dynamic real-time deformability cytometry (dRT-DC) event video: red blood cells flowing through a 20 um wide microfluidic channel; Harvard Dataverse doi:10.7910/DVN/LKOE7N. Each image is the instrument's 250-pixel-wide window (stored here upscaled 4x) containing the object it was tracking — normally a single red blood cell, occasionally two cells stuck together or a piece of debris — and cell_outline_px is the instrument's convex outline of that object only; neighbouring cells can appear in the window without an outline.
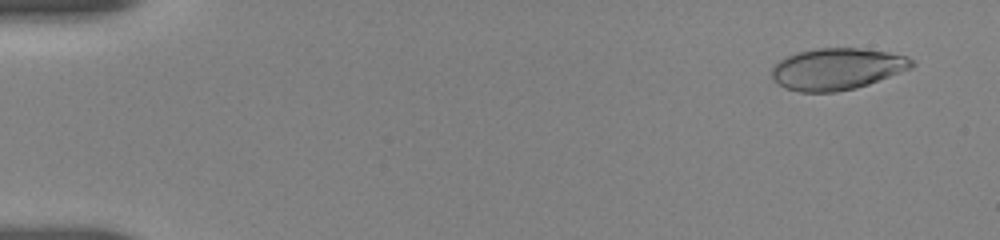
{"species": "human", "species_latin": "Homo sapiens", "temperature_condition": "room temperature", "stored_images_in_passage": 30, "camera_frame_rate_fps": 3000, "um_per_image_px": 0.085, "donor": {"sex": "female"}, "frame": {"image": 1, "passage_image": 5, "time_ms": 1.0, "image_size_px": [1000, 240], "cell_outline_px": [[916, 64], [912, 68], [868, 84], [856, 88], [836, 92], [800, 92], [784, 88], [772, 76], [772, 68], [780, 60], [796, 52], [816, 48], [860, 48], [888, 52], [908, 56]], "centroid_in_image_um": [71.17, 5.85], "position_along_channel_um": 13.8, "area_um2": 33.93}}
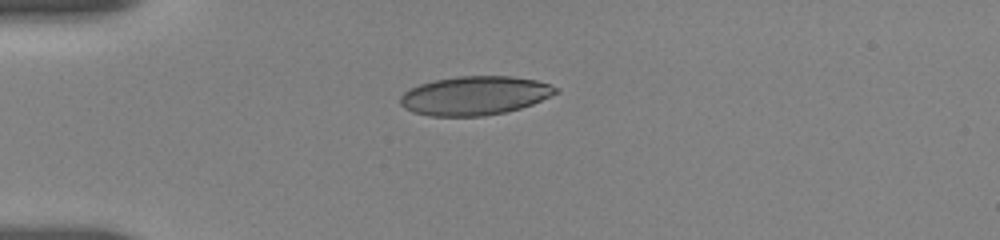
{"frame": {"image": 2, "passage_image": 20, "time_ms": 4.667, "image_size_px": [1000, 240], "cell_outline_px": [[560, 92], [532, 104], [520, 108], [504, 112], [484, 116], [428, 116], [412, 112], [404, 108], [400, 104], [400, 96], [404, 92], [420, 84], [432, 80], [456, 76], [512, 76], [536, 80], [548, 84], [556, 88]], "centroid_in_image_um": [40.33, 8.13], "position_along_channel_um": 44.7, "area_um2": 35.26}}
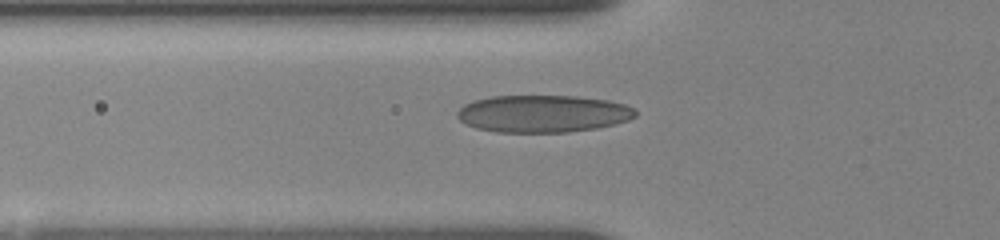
{"frame": {"image": 3, "passage_image": 27, "time_ms": 6.333, "image_size_px": [1000, 240], "cell_outline_px": [[636, 116], [628, 120], [596, 128], [568, 132], [496, 132], [476, 128], [460, 120], [456, 116], [456, 112], [464, 104], [472, 100], [492, 96], [576, 96], [608, 100], [624, 104], [632, 108], [636, 112]], "centroid_in_image_um": [46.11, 9.66], "position_along_channel_um": 79.7, "area_um2": 38.67}}